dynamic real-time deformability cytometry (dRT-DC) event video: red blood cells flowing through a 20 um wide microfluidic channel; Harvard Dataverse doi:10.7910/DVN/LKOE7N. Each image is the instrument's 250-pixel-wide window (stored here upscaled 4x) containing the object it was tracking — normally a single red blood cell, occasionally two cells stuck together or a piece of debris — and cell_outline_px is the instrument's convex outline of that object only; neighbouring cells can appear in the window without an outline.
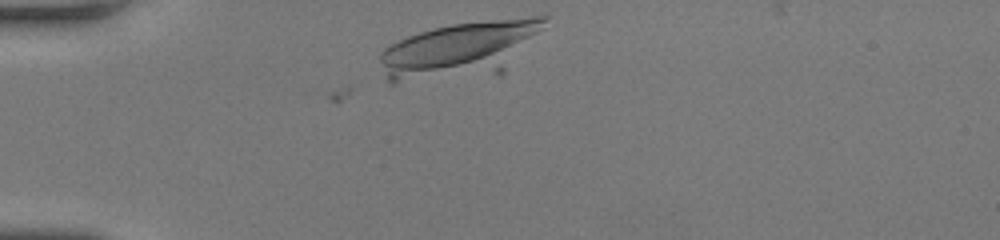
{"species": "human", "species_latin": "Homo sapiens", "temperature_condition": "room temperature", "stored_images_in_passage": 39, "camera_frame_rate_fps": 3000, "um_per_image_px": 0.085, "donor": {"sex": "female"}, "frame": {"image": 1, "passage_image": 1, "time_ms": 0.0, "image_size_px": [1000, 240], "cell_outline_px": [[548, 16], [544, 28], [504, 72], [500, 76], [392, 84], [388, 84], [380, 60], [380, 52], [384, 48], [408, 36], [432, 28], [452, 24], [532, 16]], "centroid_in_image_um": [39.1, 4.29], "position_along_channel_um": 45.9, "area_um2": 54.79}}
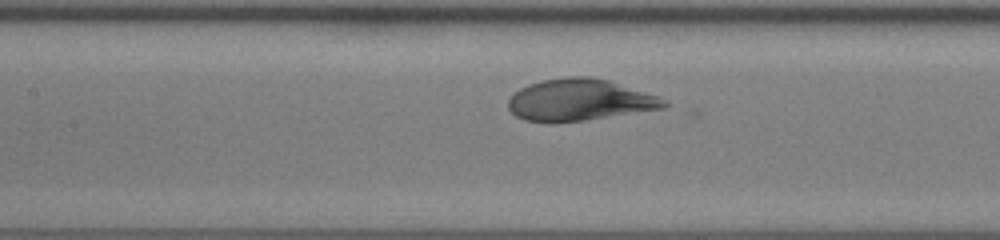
{"frame": {"image": 2, "passage_image": 12, "time_ms": 3.667, "image_size_px": [1000, 240], "cell_outline_px": [[668, 104], [664, 108], [584, 120], [552, 124], [524, 120], [516, 116], [508, 108], [508, 100], [520, 88], [528, 84], [544, 80], [568, 76], [592, 76], [608, 80], [660, 96], [668, 100]], "centroid_in_image_um": [49.27, 8.5], "position_along_channel_um": 158.1, "area_um2": 38.09}}
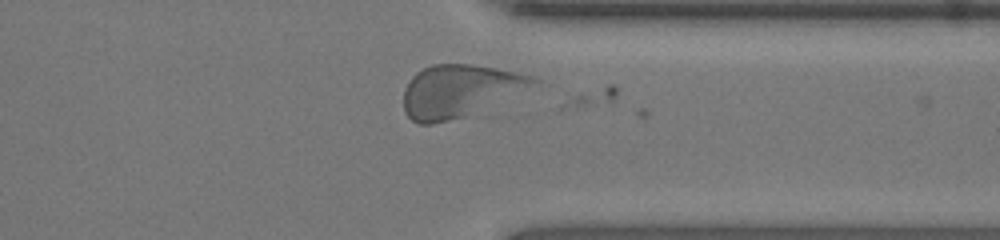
{"frame": {"image": 3, "passage_image": 28, "time_ms": 9.0, "image_size_px": [1000, 240], "cell_outline_px": [[540, 84], [464, 116], [432, 124], [420, 124], [412, 120], [404, 112], [404, 88], [412, 76], [416, 72], [432, 64], [472, 64], [532, 76], [540, 80]], "centroid_in_image_um": [39.03, 7.71], "position_along_channel_um": 372.4, "area_um2": 39.07}}